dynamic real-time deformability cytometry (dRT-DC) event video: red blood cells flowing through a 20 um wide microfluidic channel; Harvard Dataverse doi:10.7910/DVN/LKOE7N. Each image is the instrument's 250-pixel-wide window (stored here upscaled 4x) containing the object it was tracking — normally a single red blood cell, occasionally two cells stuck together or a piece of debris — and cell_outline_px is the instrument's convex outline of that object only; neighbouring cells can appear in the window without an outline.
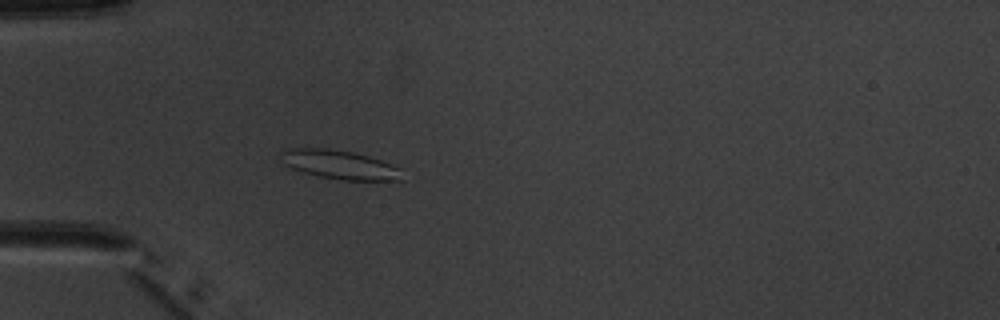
{"species": "common noctule bat (a hibernating species)", "species_latin": "Nyctalus noctula", "temperature_condition": "warm", "stored_images_in_passage": 5, "camera_frame_rate_fps": 3000, "um_per_image_px": 0.085, "animal": {"sex": "male", "body_mass_g": 20.1, "forearm_length_mm": 53.5}, "frame": {"image": 1, "passage_image": 5, "time_ms": 4.667, "image_size_px": [1000, 320], "cell_outline_px": [[404, 180], [340, 180], [320, 176], [304, 172], [292, 168], [284, 164], [280, 152], [292, 148], [328, 148], [352, 152], [368, 156], [392, 164], [400, 168]], "centroid_in_image_um": [28.9, 14.0], "position_along_channel_um": 56.1, "area_um2": 20.29}}